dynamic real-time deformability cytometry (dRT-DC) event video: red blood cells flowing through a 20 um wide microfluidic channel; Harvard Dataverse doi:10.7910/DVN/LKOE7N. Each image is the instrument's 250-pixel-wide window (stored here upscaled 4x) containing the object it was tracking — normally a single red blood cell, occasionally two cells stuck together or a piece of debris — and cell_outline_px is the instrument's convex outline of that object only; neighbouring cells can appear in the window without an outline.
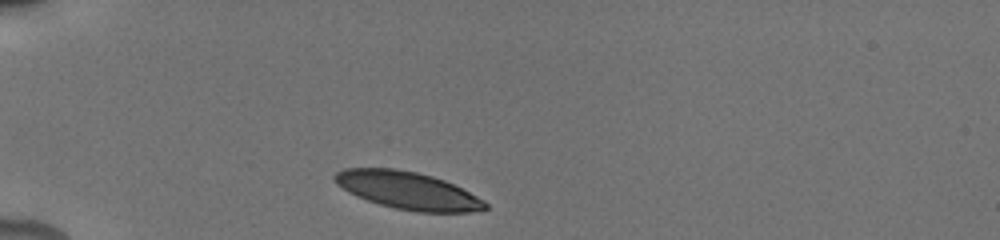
{"species": "human", "species_latin": "Homo sapiens", "temperature_condition": "cold", "stored_images_in_passage": 36, "camera_frame_rate_fps": 3000, "um_per_image_px": 0.085, "donor": {"sex": "male"}, "frame": {"image": 1, "passage_image": 1, "time_ms": 0.0, "image_size_px": [1000, 240], "cell_outline_px": [[488, 208], [468, 212], [416, 212], [396, 208], [380, 204], [356, 196], [348, 192], [336, 184], [332, 176], [336, 172], [344, 168], [396, 168], [416, 172], [432, 176], [444, 180], [484, 200], [488, 204]], "centroid_in_image_um": [34.62, 16.18], "position_along_channel_um": 50.4, "area_um2": 32.71}}
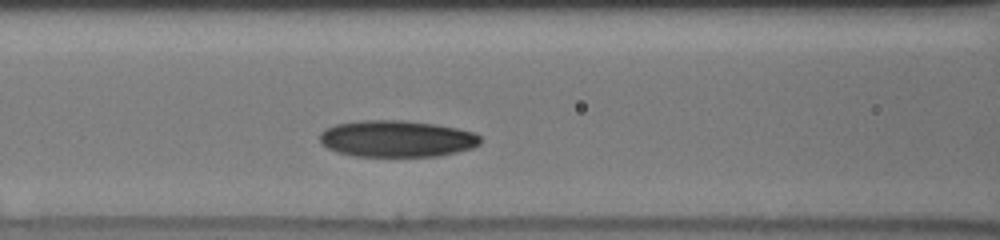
{"frame": {"image": 2, "passage_image": 11, "time_ms": 3.0, "image_size_px": [1000, 240], "cell_outline_px": [[480, 144], [472, 148], [440, 156], [352, 156], [336, 152], [320, 144], [320, 132], [324, 128], [336, 124], [360, 120], [404, 120], [436, 124], [456, 128], [472, 132], [480, 136]], "centroid_in_image_um": [33.68, 11.79], "position_along_channel_um": 132.9, "area_um2": 34.51}}
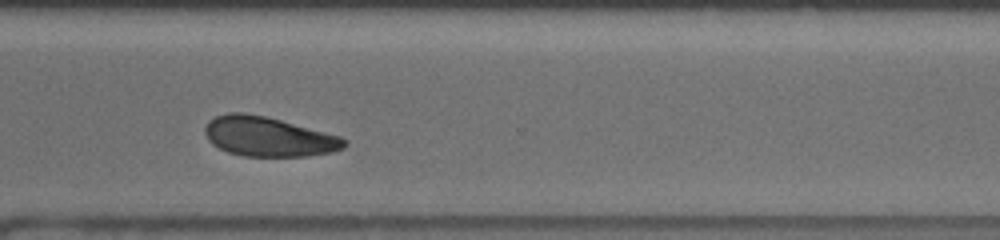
{"frame": {"image": 3, "passage_image": 30, "time_ms": 8.667, "image_size_px": [1000, 240], "cell_outline_px": [[348, 144], [344, 148], [332, 152], [308, 156], [244, 156], [228, 152], [212, 144], [208, 140], [204, 132], [204, 128], [208, 120], [216, 116], [228, 112], [244, 112], [264, 116], [280, 120], [340, 136], [348, 140]], "centroid_in_image_um": [22.8, 11.61], "position_along_channel_um": 347.8, "area_um2": 32.19}, "authors_computed_cell_mechanics": {"area_um2": 33.4084, "velocity_mm_per_s": 3.7919, "shape_relaxation_time_tau1_ms": 3.6468, "shape_relaxation_time_tau2_ms": 8.2551, "deformation_change_tau1": 0.1095, "deformation_change_tau2": 0.1238}}